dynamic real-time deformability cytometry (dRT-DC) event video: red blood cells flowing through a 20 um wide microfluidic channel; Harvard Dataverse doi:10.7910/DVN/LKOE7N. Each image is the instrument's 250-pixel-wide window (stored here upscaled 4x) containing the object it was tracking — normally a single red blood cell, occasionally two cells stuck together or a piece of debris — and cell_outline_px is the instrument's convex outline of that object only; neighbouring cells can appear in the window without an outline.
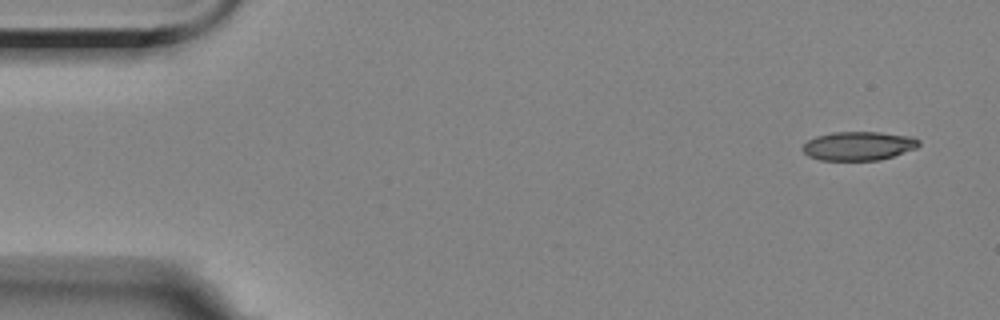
{"species": "Egyptian fruit bat (a non-hibernating species)", "species_latin": "Rousettus aegyptiacus", "temperature_condition": "room temperature", "stored_images_in_passage": 4, "camera_frame_rate_fps": 3000, "um_per_image_px": 0.085, "animal": {"sex": "female"}, "frame": {"image": 1, "passage_image": 1, "time_ms": 0.0, "image_size_px": [1000, 320], "cell_outline_px": [[920, 144], [916, 148], [880, 160], [820, 160], [808, 156], [800, 148], [808, 140], [816, 136], [832, 132], [880, 132], [912, 136], [920, 140]], "centroid_in_image_um": [72.96, 12.4], "position_along_channel_um": 12.0, "area_um2": 19.59}}